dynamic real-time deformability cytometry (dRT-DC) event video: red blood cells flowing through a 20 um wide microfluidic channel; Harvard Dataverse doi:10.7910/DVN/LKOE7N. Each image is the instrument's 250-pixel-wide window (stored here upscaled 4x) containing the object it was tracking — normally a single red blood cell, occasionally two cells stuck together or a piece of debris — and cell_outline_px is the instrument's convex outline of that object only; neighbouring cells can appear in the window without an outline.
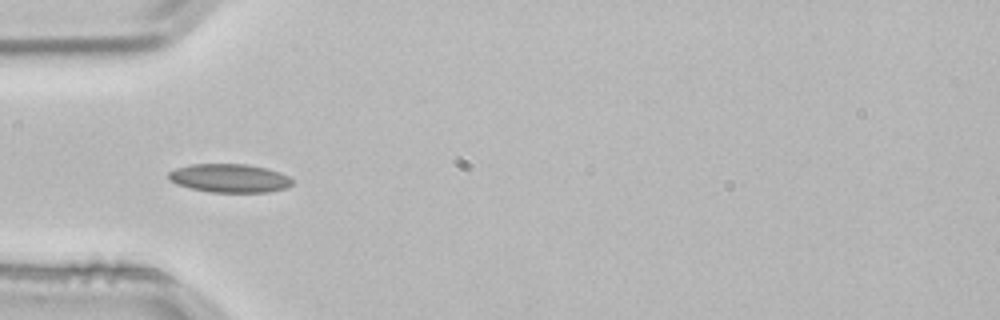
{"species": "common noctule bat (a hibernating species)", "species_latin": "Nyctalus noctula", "temperature_condition": "room temperature", "stored_images_in_passage": 3, "camera_frame_rate_fps": 3000, "um_per_image_px": 0.085, "animal": {"sex": "male", "body_mass_g": 21.5, "forearm_length_mm": 52.0}, "frame": {"image": 1, "passage_image": 3, "time_ms": 0.667, "image_size_px": [1000, 320], "cell_outline_px": [[292, 184], [288, 188], [268, 192], [208, 192], [176, 184], [168, 180], [168, 172], [176, 168], [192, 164], [248, 164], [268, 168], [280, 172], [288, 176], [292, 180]], "centroid_in_image_um": [19.52, 15.14], "position_along_channel_um": 65.5, "area_um2": 20.75}}